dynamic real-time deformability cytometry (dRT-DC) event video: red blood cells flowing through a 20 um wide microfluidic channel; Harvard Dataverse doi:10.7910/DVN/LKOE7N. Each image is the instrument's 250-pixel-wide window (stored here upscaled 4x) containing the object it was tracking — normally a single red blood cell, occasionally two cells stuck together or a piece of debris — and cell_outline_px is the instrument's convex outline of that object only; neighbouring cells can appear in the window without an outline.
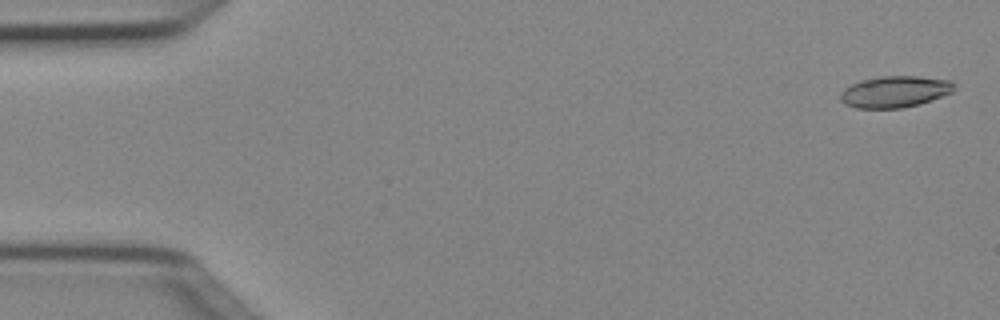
{"species": "Egyptian fruit bat (a non-hibernating species)", "species_latin": "Rousettus aegyptiacus", "temperature_condition": "cold", "stored_images_in_passage": 4, "camera_frame_rate_fps": 3000, "um_per_image_px": 0.085, "animal": {"sex": "female"}, "frame": {"image": 1, "passage_image": 1, "time_ms": 0.0, "image_size_px": [1000, 320], "cell_outline_px": [[956, 88], [952, 92], [920, 104], [900, 108], [856, 108], [844, 104], [840, 100], [840, 92], [844, 88], [860, 80], [880, 76], [916, 76], [952, 80], [956, 84]], "centroid_in_image_um": [76.06, 7.79], "position_along_channel_um": 8.9, "area_um2": 21.04}}
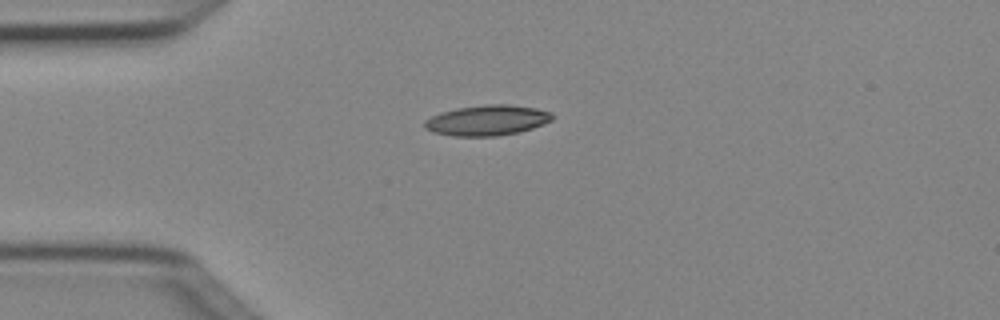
{"frame": {"image": 2, "passage_image": 4, "time_ms": 1.0, "image_size_px": [1000, 320], "cell_outline_px": [[552, 120], [532, 128], [520, 132], [496, 136], [452, 136], [432, 132], [424, 128], [424, 120], [440, 112], [456, 108], [484, 104], [508, 104], [536, 108], [552, 112]], "centroid_in_image_um": [41.38, 10.22], "position_along_channel_um": 43.6, "area_um2": 22.77}}